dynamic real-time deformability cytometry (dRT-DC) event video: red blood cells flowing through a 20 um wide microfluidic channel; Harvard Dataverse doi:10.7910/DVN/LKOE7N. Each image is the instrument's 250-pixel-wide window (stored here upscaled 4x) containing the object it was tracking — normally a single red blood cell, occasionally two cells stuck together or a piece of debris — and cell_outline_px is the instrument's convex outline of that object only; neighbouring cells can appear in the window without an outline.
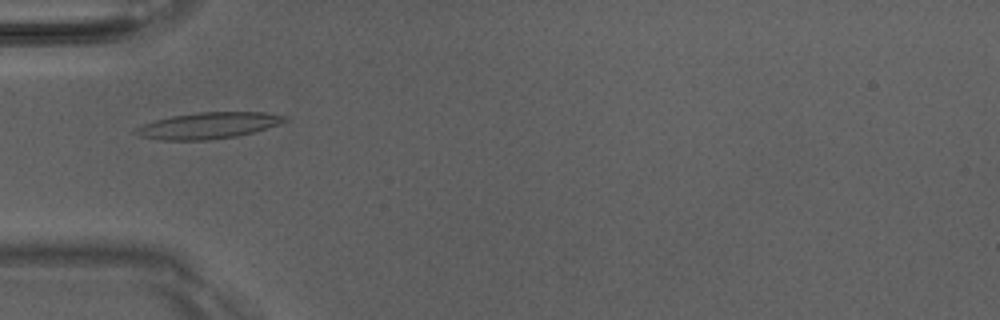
{"species": "Egyptian fruit bat (a non-hibernating species)", "species_latin": "Rousettus aegyptiacus", "temperature_condition": "room temperature", "stored_images_in_passage": 51, "camera_frame_rate_fps": 3000, "um_per_image_px": 0.085, "animal": {"sex": "male"}, "frame": {"image": 1, "passage_image": 17, "time_ms": 5.333, "image_size_px": [1000, 320], "cell_outline_px": [[288, 120], [252, 132], [236, 136], [208, 140], [160, 140], [140, 136], [132, 132], [136, 128], [144, 124], [156, 120], [172, 116], [200, 112], [264, 112], [288, 116]], "centroid_in_image_um": [17.68, 10.67], "position_along_channel_um": 67.3, "area_um2": 22.54}}
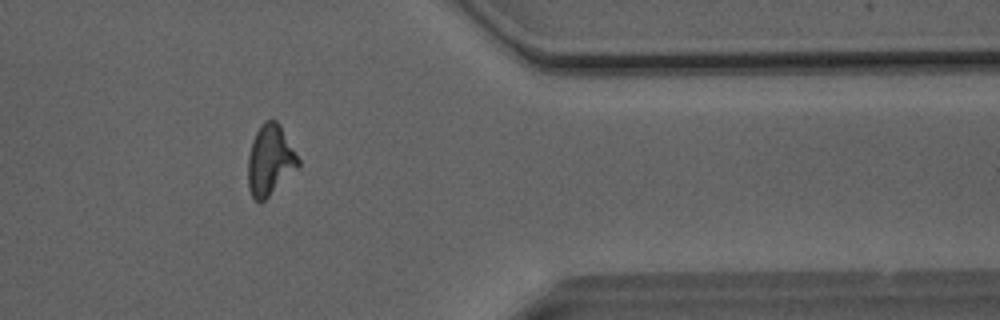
{"frame": {"image": 2, "passage_image": 42, "time_ms": 13.667, "image_size_px": [1000, 320], "cell_outline_px": [[300, 164], [260, 204], [252, 196], [248, 188], [248, 156], [252, 140], [260, 124], [264, 120], [272, 116], [280, 124], [300, 160]], "centroid_in_image_um": [22.93, 13.55], "position_along_channel_um": 388.5, "area_um2": 20.58}}
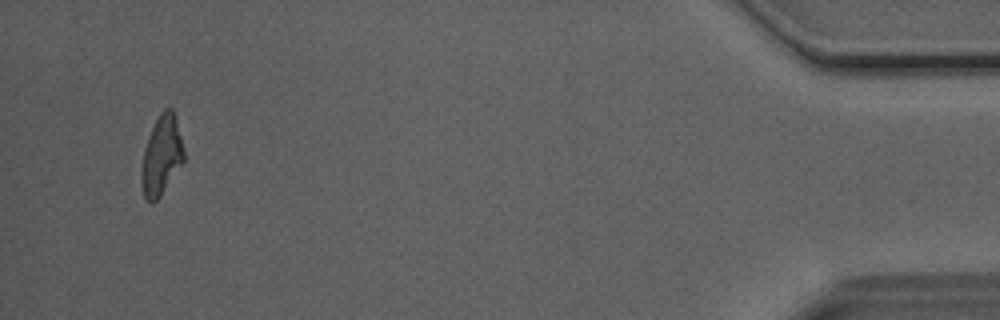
{"frame": {"image": 3, "passage_image": 49, "time_ms": 16.0, "image_size_px": [1000, 320], "cell_outline_px": [[184, 160], [160, 196], [152, 204], [144, 196], [140, 180], [140, 172], [144, 148], [148, 136], [160, 112], [164, 108], [172, 108], [176, 116], [184, 152]], "centroid_in_image_um": [13.71, 13.2], "position_along_channel_um": 421.5, "area_um2": 19.54}, "authors_computed_cell_mechanics": {"area_um2": 20.6346, "velocity_mm_per_s": 4.0645, "shape_relaxation_time_tau1_ms": 8.6729, "shape_relaxation_time_tau2_ms": 2.8238, "deformation_change_tau1": 0.2231, "deformation_change_tau2": 0.1288}}